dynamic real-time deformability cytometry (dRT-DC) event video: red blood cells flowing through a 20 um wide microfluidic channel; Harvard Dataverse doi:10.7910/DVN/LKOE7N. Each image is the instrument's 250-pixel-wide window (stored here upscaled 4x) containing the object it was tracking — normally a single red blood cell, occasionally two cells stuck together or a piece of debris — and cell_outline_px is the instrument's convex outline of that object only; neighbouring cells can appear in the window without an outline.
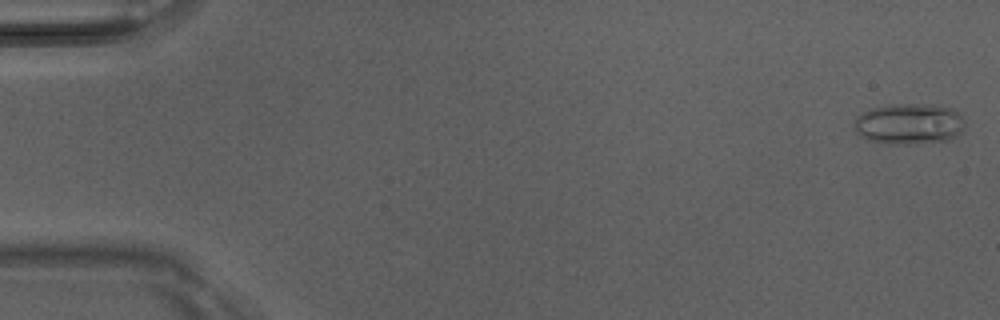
{"species": "Egyptian fruit bat (a non-hibernating species)", "species_latin": "Rousettus aegyptiacus", "temperature_condition": "room temperature", "stored_images_in_passage": 5, "camera_frame_rate_fps": 3000, "um_per_image_px": 0.085, "animal": {"sex": "male"}, "frame": {"image": 1, "passage_image": 1, "time_ms": 0.0, "image_size_px": [1000, 320], "cell_outline_px": [[964, 132], [948, 140], [912, 144], [888, 144], [872, 140], [860, 136], [856, 132], [852, 124], [856, 116], [860, 112], [872, 108], [888, 104], [924, 104], [952, 108], [960, 112], [964, 120]], "centroid_in_image_um": [77.27, 10.52], "position_along_channel_um": 7.7, "area_um2": 26.82}}